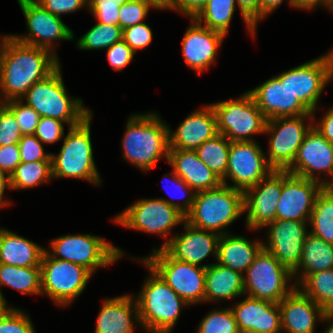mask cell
Here are the masks:
<instances>
[{
	"label": "cell",
	"mask_w": 333,
	"mask_h": 333,
	"mask_svg": "<svg viewBox=\"0 0 333 333\" xmlns=\"http://www.w3.org/2000/svg\"><path fill=\"white\" fill-rule=\"evenodd\" d=\"M1 40L0 89L4 93L3 103L24 99L23 96L36 82L60 66L53 52L21 43L12 35H5Z\"/></svg>",
	"instance_id": "obj_1"
},
{
	"label": "cell",
	"mask_w": 333,
	"mask_h": 333,
	"mask_svg": "<svg viewBox=\"0 0 333 333\" xmlns=\"http://www.w3.org/2000/svg\"><path fill=\"white\" fill-rule=\"evenodd\" d=\"M124 158L139 169H152L162 156L168 161L169 127L156 113L132 115L122 139Z\"/></svg>",
	"instance_id": "obj_2"
},
{
	"label": "cell",
	"mask_w": 333,
	"mask_h": 333,
	"mask_svg": "<svg viewBox=\"0 0 333 333\" xmlns=\"http://www.w3.org/2000/svg\"><path fill=\"white\" fill-rule=\"evenodd\" d=\"M244 211V192L221 184L219 187L196 192L193 207L186 215L191 226L220 235ZM220 230V231H219Z\"/></svg>",
	"instance_id": "obj_3"
},
{
	"label": "cell",
	"mask_w": 333,
	"mask_h": 333,
	"mask_svg": "<svg viewBox=\"0 0 333 333\" xmlns=\"http://www.w3.org/2000/svg\"><path fill=\"white\" fill-rule=\"evenodd\" d=\"M151 276L145 281L136 298L140 325L150 333H170L179 318L181 307L189 305L160 276L150 268Z\"/></svg>",
	"instance_id": "obj_4"
},
{
	"label": "cell",
	"mask_w": 333,
	"mask_h": 333,
	"mask_svg": "<svg viewBox=\"0 0 333 333\" xmlns=\"http://www.w3.org/2000/svg\"><path fill=\"white\" fill-rule=\"evenodd\" d=\"M23 97L40 117L59 119L69 124V128L79 125L92 113L80 99L68 97L60 66L45 79L36 82Z\"/></svg>",
	"instance_id": "obj_5"
},
{
	"label": "cell",
	"mask_w": 333,
	"mask_h": 333,
	"mask_svg": "<svg viewBox=\"0 0 333 333\" xmlns=\"http://www.w3.org/2000/svg\"><path fill=\"white\" fill-rule=\"evenodd\" d=\"M92 113L79 125L70 127L59 155L51 154L53 178H80L98 185L101 183L91 144Z\"/></svg>",
	"instance_id": "obj_6"
},
{
	"label": "cell",
	"mask_w": 333,
	"mask_h": 333,
	"mask_svg": "<svg viewBox=\"0 0 333 333\" xmlns=\"http://www.w3.org/2000/svg\"><path fill=\"white\" fill-rule=\"evenodd\" d=\"M143 261L189 305L205 301V274L211 264L198 266L182 262L162 248L154 249Z\"/></svg>",
	"instance_id": "obj_7"
},
{
	"label": "cell",
	"mask_w": 333,
	"mask_h": 333,
	"mask_svg": "<svg viewBox=\"0 0 333 333\" xmlns=\"http://www.w3.org/2000/svg\"><path fill=\"white\" fill-rule=\"evenodd\" d=\"M50 246L53 250L52 254L47 251L50 257L80 265L91 274L98 267L108 266L124 255L104 238L89 234L64 235L52 240Z\"/></svg>",
	"instance_id": "obj_8"
},
{
	"label": "cell",
	"mask_w": 333,
	"mask_h": 333,
	"mask_svg": "<svg viewBox=\"0 0 333 333\" xmlns=\"http://www.w3.org/2000/svg\"><path fill=\"white\" fill-rule=\"evenodd\" d=\"M211 106L216 114L218 134L224 135L231 142L253 141L250 137L252 134L265 133L267 119L249 92L239 99Z\"/></svg>",
	"instance_id": "obj_9"
},
{
	"label": "cell",
	"mask_w": 333,
	"mask_h": 333,
	"mask_svg": "<svg viewBox=\"0 0 333 333\" xmlns=\"http://www.w3.org/2000/svg\"><path fill=\"white\" fill-rule=\"evenodd\" d=\"M246 275L244 294L249 293L248 296L261 300L279 303L296 287L293 284L288 289L287 282L292 280V273L265 249L255 257Z\"/></svg>",
	"instance_id": "obj_10"
},
{
	"label": "cell",
	"mask_w": 333,
	"mask_h": 333,
	"mask_svg": "<svg viewBox=\"0 0 333 333\" xmlns=\"http://www.w3.org/2000/svg\"><path fill=\"white\" fill-rule=\"evenodd\" d=\"M114 221L130 229L165 237L174 226L185 222L186 216L181 212L180 204L164 198H155L134 202L115 217Z\"/></svg>",
	"instance_id": "obj_11"
},
{
	"label": "cell",
	"mask_w": 333,
	"mask_h": 333,
	"mask_svg": "<svg viewBox=\"0 0 333 333\" xmlns=\"http://www.w3.org/2000/svg\"><path fill=\"white\" fill-rule=\"evenodd\" d=\"M41 294L60 306L70 304L84 291L92 274L84 267L52 258L45 250L41 261Z\"/></svg>",
	"instance_id": "obj_12"
},
{
	"label": "cell",
	"mask_w": 333,
	"mask_h": 333,
	"mask_svg": "<svg viewBox=\"0 0 333 333\" xmlns=\"http://www.w3.org/2000/svg\"><path fill=\"white\" fill-rule=\"evenodd\" d=\"M312 118V114L278 117L267 120L265 133H270L269 156L267 162L275 170H286L295 160L305 134L313 126L304 125V118Z\"/></svg>",
	"instance_id": "obj_13"
},
{
	"label": "cell",
	"mask_w": 333,
	"mask_h": 333,
	"mask_svg": "<svg viewBox=\"0 0 333 333\" xmlns=\"http://www.w3.org/2000/svg\"><path fill=\"white\" fill-rule=\"evenodd\" d=\"M273 170L256 141H234L230 143L226 175L221 180L227 185L228 177L234 183L229 187L245 192Z\"/></svg>",
	"instance_id": "obj_14"
},
{
	"label": "cell",
	"mask_w": 333,
	"mask_h": 333,
	"mask_svg": "<svg viewBox=\"0 0 333 333\" xmlns=\"http://www.w3.org/2000/svg\"><path fill=\"white\" fill-rule=\"evenodd\" d=\"M26 18L28 36L12 35L17 41L52 50V40H73V32L61 20V17L53 15L44 9L36 0H17Z\"/></svg>",
	"instance_id": "obj_15"
},
{
	"label": "cell",
	"mask_w": 333,
	"mask_h": 333,
	"mask_svg": "<svg viewBox=\"0 0 333 333\" xmlns=\"http://www.w3.org/2000/svg\"><path fill=\"white\" fill-rule=\"evenodd\" d=\"M323 187L320 182L282 170V192L276 219L308 222L316 196Z\"/></svg>",
	"instance_id": "obj_16"
},
{
	"label": "cell",
	"mask_w": 333,
	"mask_h": 333,
	"mask_svg": "<svg viewBox=\"0 0 333 333\" xmlns=\"http://www.w3.org/2000/svg\"><path fill=\"white\" fill-rule=\"evenodd\" d=\"M285 82L291 93L312 113L316 110L319 96L328 84L326 55L313 59L276 76Z\"/></svg>",
	"instance_id": "obj_17"
},
{
	"label": "cell",
	"mask_w": 333,
	"mask_h": 333,
	"mask_svg": "<svg viewBox=\"0 0 333 333\" xmlns=\"http://www.w3.org/2000/svg\"><path fill=\"white\" fill-rule=\"evenodd\" d=\"M289 173L320 182L324 187L330 181L318 180L314 171L325 172L333 177V143L327 141L313 126L305 134L293 163L286 169Z\"/></svg>",
	"instance_id": "obj_18"
},
{
	"label": "cell",
	"mask_w": 333,
	"mask_h": 333,
	"mask_svg": "<svg viewBox=\"0 0 333 333\" xmlns=\"http://www.w3.org/2000/svg\"><path fill=\"white\" fill-rule=\"evenodd\" d=\"M282 192V170H273L257 185L244 192L246 224L250 229L266 227L276 220V208Z\"/></svg>",
	"instance_id": "obj_19"
},
{
	"label": "cell",
	"mask_w": 333,
	"mask_h": 333,
	"mask_svg": "<svg viewBox=\"0 0 333 333\" xmlns=\"http://www.w3.org/2000/svg\"><path fill=\"white\" fill-rule=\"evenodd\" d=\"M268 245L263 249L277 258L291 273L298 267L302 258V249L309 232L306 222L276 219L268 224Z\"/></svg>",
	"instance_id": "obj_20"
},
{
	"label": "cell",
	"mask_w": 333,
	"mask_h": 333,
	"mask_svg": "<svg viewBox=\"0 0 333 333\" xmlns=\"http://www.w3.org/2000/svg\"><path fill=\"white\" fill-rule=\"evenodd\" d=\"M248 92L267 120L313 114L276 76Z\"/></svg>",
	"instance_id": "obj_21"
},
{
	"label": "cell",
	"mask_w": 333,
	"mask_h": 333,
	"mask_svg": "<svg viewBox=\"0 0 333 333\" xmlns=\"http://www.w3.org/2000/svg\"><path fill=\"white\" fill-rule=\"evenodd\" d=\"M185 234L175 235L160 248L176 260L198 265L210 253L217 259L220 234L191 226L186 221Z\"/></svg>",
	"instance_id": "obj_22"
},
{
	"label": "cell",
	"mask_w": 333,
	"mask_h": 333,
	"mask_svg": "<svg viewBox=\"0 0 333 333\" xmlns=\"http://www.w3.org/2000/svg\"><path fill=\"white\" fill-rule=\"evenodd\" d=\"M278 304L282 331L286 333H314L318 317L322 321H331V315L299 290V287H295Z\"/></svg>",
	"instance_id": "obj_23"
},
{
	"label": "cell",
	"mask_w": 333,
	"mask_h": 333,
	"mask_svg": "<svg viewBox=\"0 0 333 333\" xmlns=\"http://www.w3.org/2000/svg\"><path fill=\"white\" fill-rule=\"evenodd\" d=\"M231 309L241 333H278L282 330L278 303L247 296Z\"/></svg>",
	"instance_id": "obj_24"
},
{
	"label": "cell",
	"mask_w": 333,
	"mask_h": 333,
	"mask_svg": "<svg viewBox=\"0 0 333 333\" xmlns=\"http://www.w3.org/2000/svg\"><path fill=\"white\" fill-rule=\"evenodd\" d=\"M192 20V25L183 37L182 50L187 65L201 73L214 63L225 35L202 26L195 19Z\"/></svg>",
	"instance_id": "obj_25"
},
{
	"label": "cell",
	"mask_w": 333,
	"mask_h": 333,
	"mask_svg": "<svg viewBox=\"0 0 333 333\" xmlns=\"http://www.w3.org/2000/svg\"><path fill=\"white\" fill-rule=\"evenodd\" d=\"M218 135L217 119L211 104L194 111L175 132L169 129L170 149L195 151L203 142Z\"/></svg>",
	"instance_id": "obj_26"
},
{
	"label": "cell",
	"mask_w": 333,
	"mask_h": 333,
	"mask_svg": "<svg viewBox=\"0 0 333 333\" xmlns=\"http://www.w3.org/2000/svg\"><path fill=\"white\" fill-rule=\"evenodd\" d=\"M168 162L195 193L214 189L222 184V180L199 159L196 151L170 149Z\"/></svg>",
	"instance_id": "obj_27"
},
{
	"label": "cell",
	"mask_w": 333,
	"mask_h": 333,
	"mask_svg": "<svg viewBox=\"0 0 333 333\" xmlns=\"http://www.w3.org/2000/svg\"><path fill=\"white\" fill-rule=\"evenodd\" d=\"M134 301L131 295L104 301L97 317L95 333H133V320L140 323L137 303ZM132 312H135L134 315Z\"/></svg>",
	"instance_id": "obj_28"
},
{
	"label": "cell",
	"mask_w": 333,
	"mask_h": 333,
	"mask_svg": "<svg viewBox=\"0 0 333 333\" xmlns=\"http://www.w3.org/2000/svg\"><path fill=\"white\" fill-rule=\"evenodd\" d=\"M45 249L32 241L0 229V263L18 266H40Z\"/></svg>",
	"instance_id": "obj_29"
},
{
	"label": "cell",
	"mask_w": 333,
	"mask_h": 333,
	"mask_svg": "<svg viewBox=\"0 0 333 333\" xmlns=\"http://www.w3.org/2000/svg\"><path fill=\"white\" fill-rule=\"evenodd\" d=\"M262 249L260 241L250 242L241 236L223 234L218 243L217 262L243 274Z\"/></svg>",
	"instance_id": "obj_30"
},
{
	"label": "cell",
	"mask_w": 333,
	"mask_h": 333,
	"mask_svg": "<svg viewBox=\"0 0 333 333\" xmlns=\"http://www.w3.org/2000/svg\"><path fill=\"white\" fill-rule=\"evenodd\" d=\"M205 301L228 300L244 294V275L219 263L206 268Z\"/></svg>",
	"instance_id": "obj_31"
},
{
	"label": "cell",
	"mask_w": 333,
	"mask_h": 333,
	"mask_svg": "<svg viewBox=\"0 0 333 333\" xmlns=\"http://www.w3.org/2000/svg\"><path fill=\"white\" fill-rule=\"evenodd\" d=\"M299 268L304 272L297 279L296 287L311 273L333 269V244L309 233L303 244L301 261L292 272L293 278H296Z\"/></svg>",
	"instance_id": "obj_32"
},
{
	"label": "cell",
	"mask_w": 333,
	"mask_h": 333,
	"mask_svg": "<svg viewBox=\"0 0 333 333\" xmlns=\"http://www.w3.org/2000/svg\"><path fill=\"white\" fill-rule=\"evenodd\" d=\"M309 223V233L333 244V190L323 187L316 196Z\"/></svg>",
	"instance_id": "obj_33"
},
{
	"label": "cell",
	"mask_w": 333,
	"mask_h": 333,
	"mask_svg": "<svg viewBox=\"0 0 333 333\" xmlns=\"http://www.w3.org/2000/svg\"><path fill=\"white\" fill-rule=\"evenodd\" d=\"M7 285L25 294H41L40 266L18 267L0 263V286Z\"/></svg>",
	"instance_id": "obj_34"
},
{
	"label": "cell",
	"mask_w": 333,
	"mask_h": 333,
	"mask_svg": "<svg viewBox=\"0 0 333 333\" xmlns=\"http://www.w3.org/2000/svg\"><path fill=\"white\" fill-rule=\"evenodd\" d=\"M300 290L317 303L328 315H333V269L309 274Z\"/></svg>",
	"instance_id": "obj_35"
},
{
	"label": "cell",
	"mask_w": 333,
	"mask_h": 333,
	"mask_svg": "<svg viewBox=\"0 0 333 333\" xmlns=\"http://www.w3.org/2000/svg\"><path fill=\"white\" fill-rule=\"evenodd\" d=\"M230 143L224 135L218 134L195 150L199 159L220 179L226 175Z\"/></svg>",
	"instance_id": "obj_36"
},
{
	"label": "cell",
	"mask_w": 333,
	"mask_h": 333,
	"mask_svg": "<svg viewBox=\"0 0 333 333\" xmlns=\"http://www.w3.org/2000/svg\"><path fill=\"white\" fill-rule=\"evenodd\" d=\"M236 0H208L195 20L204 27L223 33L225 36L235 11Z\"/></svg>",
	"instance_id": "obj_37"
},
{
	"label": "cell",
	"mask_w": 333,
	"mask_h": 333,
	"mask_svg": "<svg viewBox=\"0 0 333 333\" xmlns=\"http://www.w3.org/2000/svg\"><path fill=\"white\" fill-rule=\"evenodd\" d=\"M52 178V161L21 162L10 176V189L31 188Z\"/></svg>",
	"instance_id": "obj_38"
},
{
	"label": "cell",
	"mask_w": 333,
	"mask_h": 333,
	"mask_svg": "<svg viewBox=\"0 0 333 333\" xmlns=\"http://www.w3.org/2000/svg\"><path fill=\"white\" fill-rule=\"evenodd\" d=\"M123 29L119 25L97 23L78 41L77 45L83 50L109 48L122 40Z\"/></svg>",
	"instance_id": "obj_39"
},
{
	"label": "cell",
	"mask_w": 333,
	"mask_h": 333,
	"mask_svg": "<svg viewBox=\"0 0 333 333\" xmlns=\"http://www.w3.org/2000/svg\"><path fill=\"white\" fill-rule=\"evenodd\" d=\"M198 333H241L231 308L213 310L199 324Z\"/></svg>",
	"instance_id": "obj_40"
},
{
	"label": "cell",
	"mask_w": 333,
	"mask_h": 333,
	"mask_svg": "<svg viewBox=\"0 0 333 333\" xmlns=\"http://www.w3.org/2000/svg\"><path fill=\"white\" fill-rule=\"evenodd\" d=\"M151 7L158 9L157 6L149 0H128L120 7L119 26L125 29L142 23Z\"/></svg>",
	"instance_id": "obj_41"
},
{
	"label": "cell",
	"mask_w": 333,
	"mask_h": 333,
	"mask_svg": "<svg viewBox=\"0 0 333 333\" xmlns=\"http://www.w3.org/2000/svg\"><path fill=\"white\" fill-rule=\"evenodd\" d=\"M15 115L22 135H33L40 120V115L23 99H14L4 103Z\"/></svg>",
	"instance_id": "obj_42"
},
{
	"label": "cell",
	"mask_w": 333,
	"mask_h": 333,
	"mask_svg": "<svg viewBox=\"0 0 333 333\" xmlns=\"http://www.w3.org/2000/svg\"><path fill=\"white\" fill-rule=\"evenodd\" d=\"M0 333H36L28 315L13 307L0 314Z\"/></svg>",
	"instance_id": "obj_43"
},
{
	"label": "cell",
	"mask_w": 333,
	"mask_h": 333,
	"mask_svg": "<svg viewBox=\"0 0 333 333\" xmlns=\"http://www.w3.org/2000/svg\"><path fill=\"white\" fill-rule=\"evenodd\" d=\"M22 136L14 113L0 103V146L18 144Z\"/></svg>",
	"instance_id": "obj_44"
},
{
	"label": "cell",
	"mask_w": 333,
	"mask_h": 333,
	"mask_svg": "<svg viewBox=\"0 0 333 333\" xmlns=\"http://www.w3.org/2000/svg\"><path fill=\"white\" fill-rule=\"evenodd\" d=\"M21 162L52 161L51 153H45L41 142L33 135H23L18 142Z\"/></svg>",
	"instance_id": "obj_45"
},
{
	"label": "cell",
	"mask_w": 333,
	"mask_h": 333,
	"mask_svg": "<svg viewBox=\"0 0 333 333\" xmlns=\"http://www.w3.org/2000/svg\"><path fill=\"white\" fill-rule=\"evenodd\" d=\"M122 39L135 52L143 49L152 41L151 28L144 22L123 29Z\"/></svg>",
	"instance_id": "obj_46"
},
{
	"label": "cell",
	"mask_w": 333,
	"mask_h": 333,
	"mask_svg": "<svg viewBox=\"0 0 333 333\" xmlns=\"http://www.w3.org/2000/svg\"><path fill=\"white\" fill-rule=\"evenodd\" d=\"M63 121L50 117H40L34 135L40 142L52 144L64 137Z\"/></svg>",
	"instance_id": "obj_47"
},
{
	"label": "cell",
	"mask_w": 333,
	"mask_h": 333,
	"mask_svg": "<svg viewBox=\"0 0 333 333\" xmlns=\"http://www.w3.org/2000/svg\"><path fill=\"white\" fill-rule=\"evenodd\" d=\"M120 7L121 6L115 2L95 0L89 9L99 23L107 25H119Z\"/></svg>",
	"instance_id": "obj_48"
},
{
	"label": "cell",
	"mask_w": 333,
	"mask_h": 333,
	"mask_svg": "<svg viewBox=\"0 0 333 333\" xmlns=\"http://www.w3.org/2000/svg\"><path fill=\"white\" fill-rule=\"evenodd\" d=\"M135 52L122 39L107 48V59L114 70L124 69L133 59Z\"/></svg>",
	"instance_id": "obj_49"
},
{
	"label": "cell",
	"mask_w": 333,
	"mask_h": 333,
	"mask_svg": "<svg viewBox=\"0 0 333 333\" xmlns=\"http://www.w3.org/2000/svg\"><path fill=\"white\" fill-rule=\"evenodd\" d=\"M20 163L18 144L0 146V171L11 176Z\"/></svg>",
	"instance_id": "obj_50"
},
{
	"label": "cell",
	"mask_w": 333,
	"mask_h": 333,
	"mask_svg": "<svg viewBox=\"0 0 333 333\" xmlns=\"http://www.w3.org/2000/svg\"><path fill=\"white\" fill-rule=\"evenodd\" d=\"M36 2L59 17L61 14L71 13L85 6L82 0H37Z\"/></svg>",
	"instance_id": "obj_51"
},
{
	"label": "cell",
	"mask_w": 333,
	"mask_h": 333,
	"mask_svg": "<svg viewBox=\"0 0 333 333\" xmlns=\"http://www.w3.org/2000/svg\"><path fill=\"white\" fill-rule=\"evenodd\" d=\"M249 32L254 35L259 22V0H236Z\"/></svg>",
	"instance_id": "obj_52"
},
{
	"label": "cell",
	"mask_w": 333,
	"mask_h": 333,
	"mask_svg": "<svg viewBox=\"0 0 333 333\" xmlns=\"http://www.w3.org/2000/svg\"><path fill=\"white\" fill-rule=\"evenodd\" d=\"M208 0H169L167 9L180 11L195 19L206 6Z\"/></svg>",
	"instance_id": "obj_53"
},
{
	"label": "cell",
	"mask_w": 333,
	"mask_h": 333,
	"mask_svg": "<svg viewBox=\"0 0 333 333\" xmlns=\"http://www.w3.org/2000/svg\"><path fill=\"white\" fill-rule=\"evenodd\" d=\"M172 176V181L173 183L176 185V189H180V191L186 190V192L182 195H184L185 198V202L183 203V205H181V212L186 216L192 209L193 207V202H194V196H195V192L192 191V188L190 186H188L175 172L174 170L171 172ZM175 187V186H174ZM191 189V191L189 190ZM166 192L168 194H170V192H168V190H166ZM189 192V193H188ZM187 195V196H186ZM183 196V197H184Z\"/></svg>",
	"instance_id": "obj_54"
},
{
	"label": "cell",
	"mask_w": 333,
	"mask_h": 333,
	"mask_svg": "<svg viewBox=\"0 0 333 333\" xmlns=\"http://www.w3.org/2000/svg\"><path fill=\"white\" fill-rule=\"evenodd\" d=\"M313 127L330 143H333V108L325 113L320 123Z\"/></svg>",
	"instance_id": "obj_55"
},
{
	"label": "cell",
	"mask_w": 333,
	"mask_h": 333,
	"mask_svg": "<svg viewBox=\"0 0 333 333\" xmlns=\"http://www.w3.org/2000/svg\"><path fill=\"white\" fill-rule=\"evenodd\" d=\"M284 0H259V20L263 19L273 10L278 8ZM289 3L294 7V0H289Z\"/></svg>",
	"instance_id": "obj_56"
},
{
	"label": "cell",
	"mask_w": 333,
	"mask_h": 333,
	"mask_svg": "<svg viewBox=\"0 0 333 333\" xmlns=\"http://www.w3.org/2000/svg\"><path fill=\"white\" fill-rule=\"evenodd\" d=\"M324 5L327 8V0H294V8L312 10L315 6Z\"/></svg>",
	"instance_id": "obj_57"
},
{
	"label": "cell",
	"mask_w": 333,
	"mask_h": 333,
	"mask_svg": "<svg viewBox=\"0 0 333 333\" xmlns=\"http://www.w3.org/2000/svg\"><path fill=\"white\" fill-rule=\"evenodd\" d=\"M6 173L0 171V208L4 207L6 205H9L8 200H4L3 199V195H4V191H5V187H11L10 186V176L7 175L5 176Z\"/></svg>",
	"instance_id": "obj_58"
},
{
	"label": "cell",
	"mask_w": 333,
	"mask_h": 333,
	"mask_svg": "<svg viewBox=\"0 0 333 333\" xmlns=\"http://www.w3.org/2000/svg\"><path fill=\"white\" fill-rule=\"evenodd\" d=\"M326 59L328 64V79L331 81L333 79V51L326 55Z\"/></svg>",
	"instance_id": "obj_59"
},
{
	"label": "cell",
	"mask_w": 333,
	"mask_h": 333,
	"mask_svg": "<svg viewBox=\"0 0 333 333\" xmlns=\"http://www.w3.org/2000/svg\"><path fill=\"white\" fill-rule=\"evenodd\" d=\"M149 1H151L153 4H155L159 10L166 9V7L169 3V0H149Z\"/></svg>",
	"instance_id": "obj_60"
},
{
	"label": "cell",
	"mask_w": 333,
	"mask_h": 333,
	"mask_svg": "<svg viewBox=\"0 0 333 333\" xmlns=\"http://www.w3.org/2000/svg\"><path fill=\"white\" fill-rule=\"evenodd\" d=\"M9 309V307L6 304V301L2 295V291L0 289V314L6 312Z\"/></svg>",
	"instance_id": "obj_61"
},
{
	"label": "cell",
	"mask_w": 333,
	"mask_h": 333,
	"mask_svg": "<svg viewBox=\"0 0 333 333\" xmlns=\"http://www.w3.org/2000/svg\"><path fill=\"white\" fill-rule=\"evenodd\" d=\"M117 3L119 6H122L124 3H126L128 0H106Z\"/></svg>",
	"instance_id": "obj_62"
},
{
	"label": "cell",
	"mask_w": 333,
	"mask_h": 333,
	"mask_svg": "<svg viewBox=\"0 0 333 333\" xmlns=\"http://www.w3.org/2000/svg\"><path fill=\"white\" fill-rule=\"evenodd\" d=\"M331 322L333 323V315H331ZM325 333H333V324H331L325 331Z\"/></svg>",
	"instance_id": "obj_63"
},
{
	"label": "cell",
	"mask_w": 333,
	"mask_h": 333,
	"mask_svg": "<svg viewBox=\"0 0 333 333\" xmlns=\"http://www.w3.org/2000/svg\"><path fill=\"white\" fill-rule=\"evenodd\" d=\"M94 1H95V0H82V2H83L85 5H87L88 7H90V6L93 4Z\"/></svg>",
	"instance_id": "obj_64"
},
{
	"label": "cell",
	"mask_w": 333,
	"mask_h": 333,
	"mask_svg": "<svg viewBox=\"0 0 333 333\" xmlns=\"http://www.w3.org/2000/svg\"><path fill=\"white\" fill-rule=\"evenodd\" d=\"M327 7L333 11V0H327Z\"/></svg>",
	"instance_id": "obj_65"
},
{
	"label": "cell",
	"mask_w": 333,
	"mask_h": 333,
	"mask_svg": "<svg viewBox=\"0 0 333 333\" xmlns=\"http://www.w3.org/2000/svg\"><path fill=\"white\" fill-rule=\"evenodd\" d=\"M329 187L333 190V181L331 182V185Z\"/></svg>",
	"instance_id": "obj_66"
}]
</instances>
